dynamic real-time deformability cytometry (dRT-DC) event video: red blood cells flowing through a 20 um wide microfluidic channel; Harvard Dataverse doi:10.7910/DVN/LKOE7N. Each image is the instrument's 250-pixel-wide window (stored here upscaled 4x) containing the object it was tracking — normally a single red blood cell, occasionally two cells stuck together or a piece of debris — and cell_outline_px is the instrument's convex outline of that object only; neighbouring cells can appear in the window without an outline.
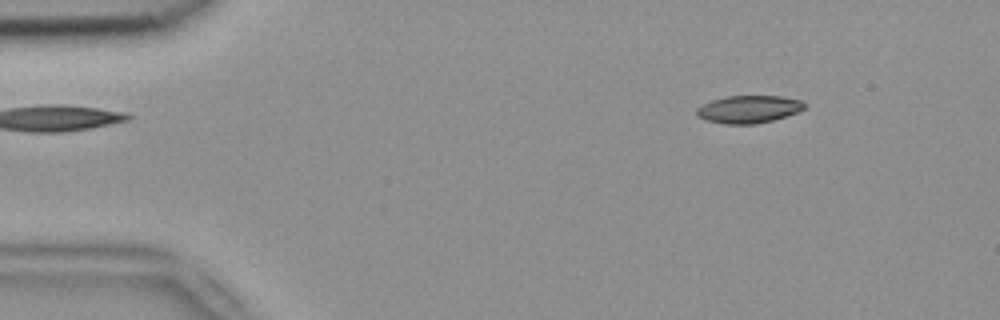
{"species": "common noctule bat (a hibernating species)", "species_latin": "Nyctalus noctula", "temperature_condition": "room temperature", "stored_images_in_passage": 3, "camera_frame_rate_fps": 3000, "um_per_image_px": 0.085, "animal": {"sex": "female", "body_mass_g": 18.4}, "frame": {"image": 1, "passage_image": 1, "time_ms": 0.0, "image_size_px": [1000, 320], "cell_outline_px": [[804, 108], [796, 112], [772, 120], [756, 124], [724, 124], [704, 120], [696, 116], [696, 108], [712, 100], [724, 96], [780, 96], [804, 100]], "centroid_in_image_um": [63.59, 9.28], "position_along_channel_um": 21.4, "area_um2": 17.34}}